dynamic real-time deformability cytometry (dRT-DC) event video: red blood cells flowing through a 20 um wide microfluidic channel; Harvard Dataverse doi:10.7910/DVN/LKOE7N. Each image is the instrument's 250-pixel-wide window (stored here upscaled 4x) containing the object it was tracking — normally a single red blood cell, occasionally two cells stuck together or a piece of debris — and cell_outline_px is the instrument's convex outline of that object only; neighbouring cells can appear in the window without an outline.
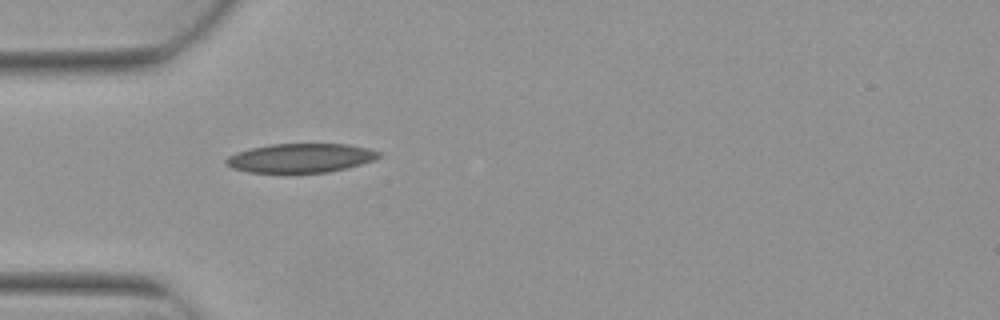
{"species": "Egyptian fruit bat (a non-hibernating species)", "species_latin": "Rousettus aegyptiacus", "temperature_condition": "warm", "stored_images_in_passage": 3, "camera_frame_rate_fps": 3000, "um_per_image_px": 0.085, "animal": {"sex": "female"}, "frame": {"image": 1, "passage_image": 2, "time_ms": 0.333, "image_size_px": [1000, 320], "cell_outline_px": [[380, 156], [372, 160], [360, 164], [328, 172], [284, 176], [248, 172], [232, 168], [224, 164], [224, 160], [228, 156], [236, 152], [252, 148], [272, 144], [348, 144], [368, 148], [380, 152]], "centroid_in_image_um": [25.46, 13.48], "position_along_channel_um": 59.5, "area_um2": 26.76}}
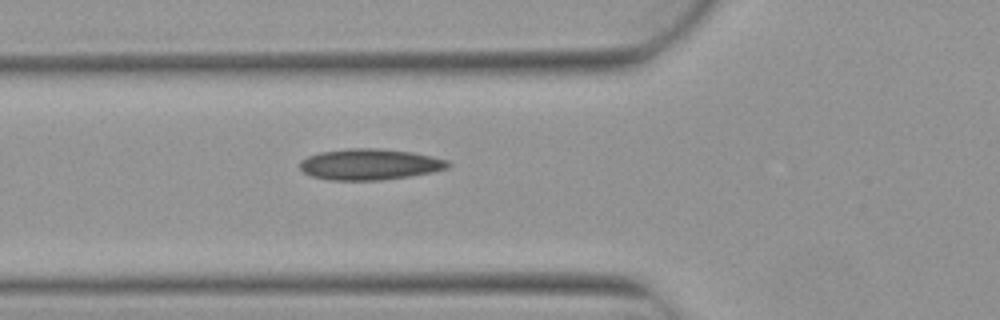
{"frame": {"image": 2, "passage_image": 3, "time_ms": 0.667, "image_size_px": [1000, 320], "cell_outline_px": [[452, 164], [448, 168], [432, 172], [408, 176], [380, 180], [332, 180], [312, 176], [304, 172], [300, 168], [300, 160], [308, 156], [320, 152], [348, 148], [380, 148], [412, 152], [432, 156], [448, 160]], "centroid_in_image_um": [31.44, 13.96], "position_along_channel_um": 94.4, "area_um2": 26.82}}